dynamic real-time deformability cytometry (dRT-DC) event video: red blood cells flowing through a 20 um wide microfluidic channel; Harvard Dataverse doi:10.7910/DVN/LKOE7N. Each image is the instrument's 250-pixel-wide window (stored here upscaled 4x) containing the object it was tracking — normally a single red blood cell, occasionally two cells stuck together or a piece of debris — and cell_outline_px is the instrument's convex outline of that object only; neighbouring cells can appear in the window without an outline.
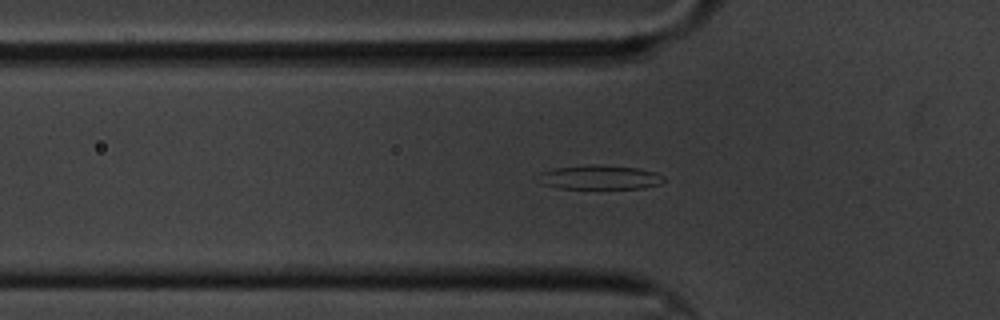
{"species": "common noctule bat (a hibernating species)", "species_latin": "Nyctalus noctula", "temperature_condition": "cold", "stored_images_in_passage": 51, "segment_of_instrument_passage": [1, 2], "camera_frame_rate_fps": 3000, "um_per_image_px": 0.085, "animal": {"sex": "male", "body_mass_g": 20.1, "forearm_length_mm": 53.5}, "frame": {"image": 1, "passage_image": 9, "time_ms": 2.667, "image_size_px": [1000, 320], "cell_outline_px": [[668, 180], [660, 184], [644, 188], [560, 188], [540, 184], [540, 172], [552, 168], [588, 164], [600, 164], [636, 168], [656, 172], [664, 176]], "centroid_in_image_um": [51.01, 15.06], "position_along_channel_um": 74.8, "area_um2": 17.92}}
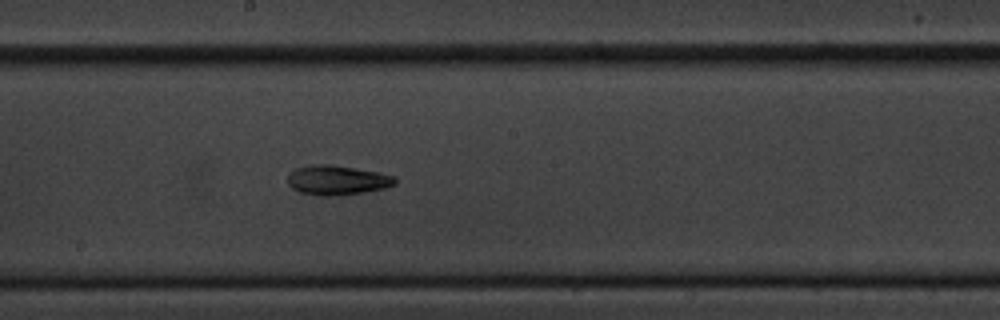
{"frame": {"image": 2, "passage_image": 22, "time_ms": 7.0, "image_size_px": [1000, 320], "cell_outline_px": [[396, 184], [384, 188], [360, 192], [332, 196], [320, 196], [300, 192], [292, 188], [288, 184], [288, 176], [296, 168], [312, 164], [328, 164], [356, 168], [380, 172], [396, 176]], "centroid_in_image_um": [28.66, 15.3], "position_along_channel_um": 219.5, "area_um2": 18.44}}
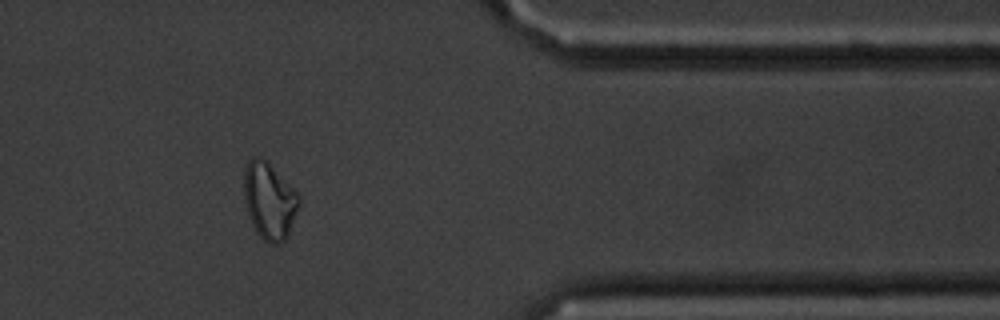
{"frame": {"image": 3, "passage_image": 39, "time_ms": 12.667, "image_size_px": [1000, 320], "cell_outline_px": [[300, 204], [288, 236], [280, 244], [268, 244], [260, 236], [252, 224], [248, 212], [244, 196], [244, 168], [248, 160], [256, 156], [260, 156], [268, 160], [300, 196]], "centroid_in_image_um": [22.9, 17.04], "position_along_channel_um": 388.5, "area_um2": 24.8}}